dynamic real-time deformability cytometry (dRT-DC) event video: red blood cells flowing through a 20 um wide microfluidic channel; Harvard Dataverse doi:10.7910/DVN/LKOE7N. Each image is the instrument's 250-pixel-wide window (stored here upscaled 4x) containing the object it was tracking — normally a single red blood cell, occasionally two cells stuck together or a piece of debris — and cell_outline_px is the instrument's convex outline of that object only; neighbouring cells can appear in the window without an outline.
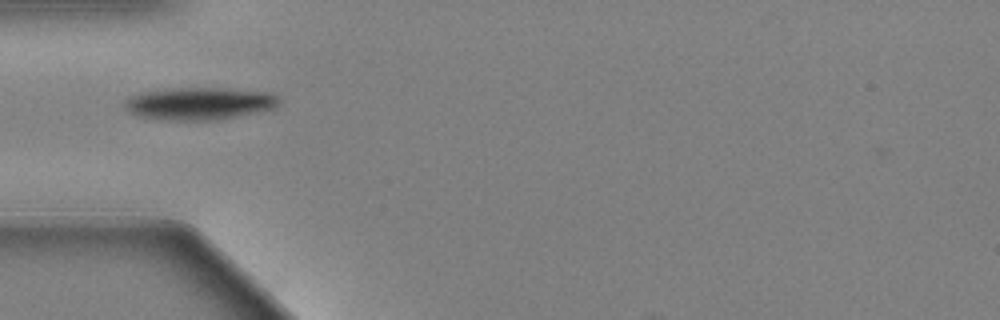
{"species": "Egyptian fruit bat (a non-hibernating species)", "species_latin": "Rousettus aegyptiacus", "temperature_condition": "warm", "stored_images_in_passage": 42, "camera_frame_rate_fps": 3000, "um_per_image_px": 0.085, "animal": {"sex": "female"}, "frame": {"image": 1, "passage_image": 1, "time_ms": 0.0, "image_size_px": [1000, 320], "cell_outline_px": [[280, 104], [272, 108], [256, 112], [220, 120], [168, 120], [140, 116], [124, 108], [124, 100], [128, 96], [140, 92], [164, 88], [228, 88], [272, 92], [280, 96]], "centroid_in_image_um": [16.96, 8.78], "position_along_channel_um": 68.0, "area_um2": 29.59}}
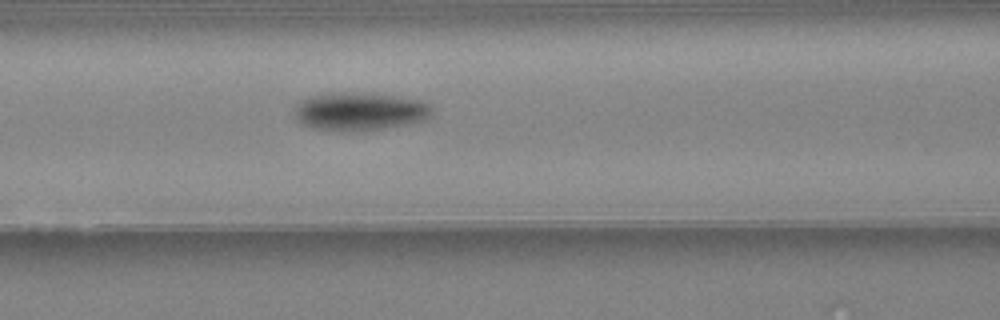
{"frame": {"image": 2, "passage_image": 7, "time_ms": 2.0, "image_size_px": [1000, 320], "cell_outline_px": [[432, 116], [424, 120], [384, 128], [340, 132], [316, 128], [304, 124], [296, 120], [296, 108], [300, 100], [312, 96], [332, 92], [376, 92], [420, 100], [428, 104], [432, 108]], "centroid_in_image_um": [30.6, 9.44], "position_along_channel_um": 136.0, "area_um2": 30.69}}
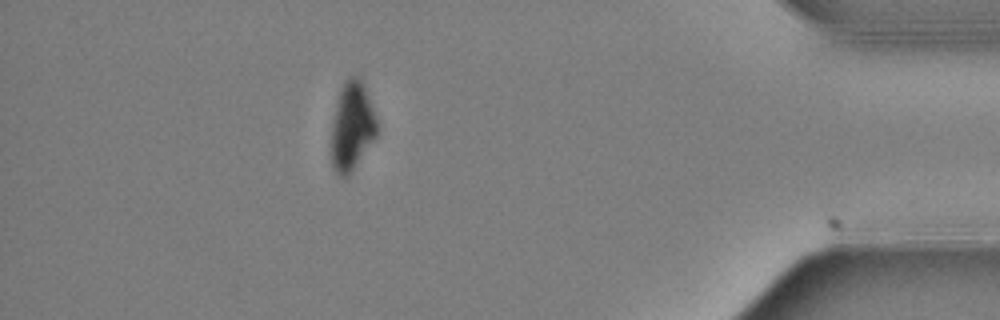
{"frame": {"image": 3, "passage_image": 35, "time_ms": 11.333, "image_size_px": [1000, 320], "cell_outline_px": [[380, 128], [376, 136], [348, 176], [340, 176], [336, 172], [332, 164], [332, 124], [340, 88], [344, 80], [348, 76], [356, 76], [364, 84], [376, 116]], "centroid_in_image_um": [29.94, 10.69], "position_along_channel_um": 405.3, "area_um2": 23.41}, "authors_computed_cell_mechanics": {"area_um2": 28.611, "velocity_mm_per_s": 3.3868, "shape_relaxation_time_tau1_ms": 2.3114, "shape_relaxation_time_tau2_ms": null, "deformation_change_tau1": 0.1438, "deformation_change_tau2": null}}